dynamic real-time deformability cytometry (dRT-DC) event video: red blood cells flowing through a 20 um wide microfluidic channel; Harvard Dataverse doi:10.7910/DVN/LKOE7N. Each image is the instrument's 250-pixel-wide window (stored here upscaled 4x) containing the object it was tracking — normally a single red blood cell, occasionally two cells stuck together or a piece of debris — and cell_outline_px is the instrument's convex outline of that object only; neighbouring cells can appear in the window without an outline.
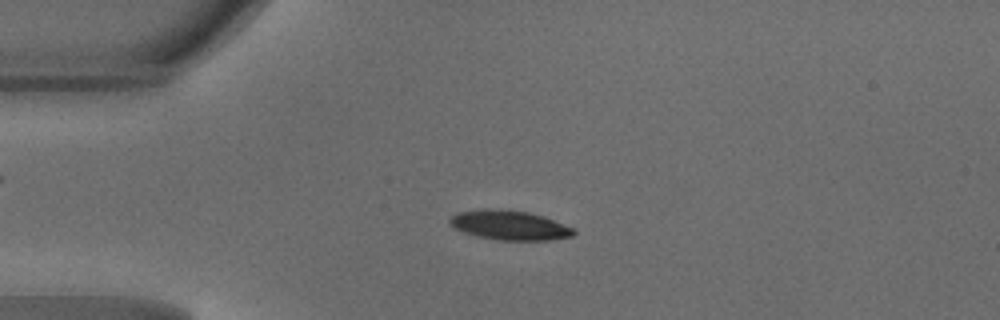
{"species": "common noctule bat (a hibernating species)", "species_latin": "Nyctalus noctula", "temperature_condition": "warm", "stored_images_in_passage": 47, "camera_frame_rate_fps": 3000, "um_per_image_px": 0.085, "animal": {"sex": "male", "body_mass_g": 18.8}, "frame": {"image": 1, "passage_image": 11, "time_ms": 3.333, "image_size_px": [1000, 320], "cell_outline_px": [[576, 232], [572, 236], [548, 240], [496, 240], [464, 232], [448, 224], [448, 220], [456, 212], [484, 208], [488, 208], [528, 212], [544, 216], [572, 228]], "centroid_in_image_um": [43.27, 19.13], "position_along_channel_um": 41.7, "area_um2": 21.15}}
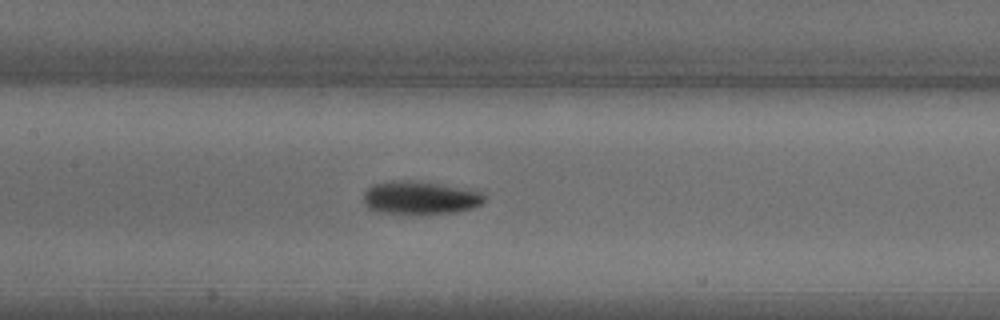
{"frame": {"image": 2, "passage_image": 22, "time_ms": 7.0, "image_size_px": [1000, 320], "cell_outline_px": [[484, 200], [480, 204], [472, 208], [456, 212], [372, 212], [364, 204], [364, 192], [372, 184], [392, 180], [412, 180], [436, 184], [480, 192], [484, 196]], "centroid_in_image_um": [35.62, 16.79], "position_along_channel_um": 171.8, "area_um2": 22.6}}
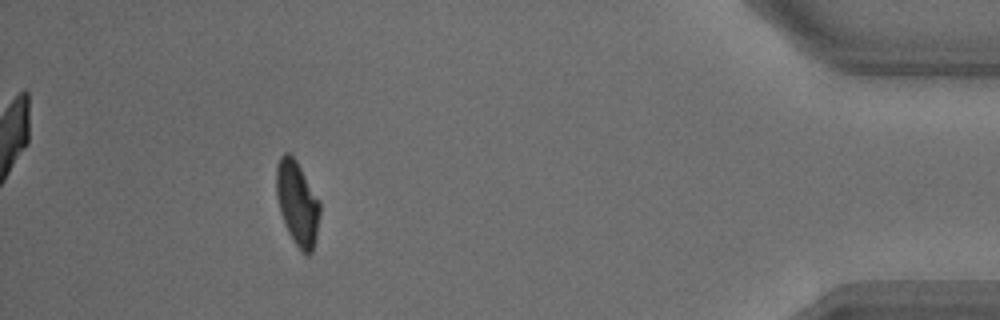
{"frame": {"image": 3, "passage_image": 43, "time_ms": 14.0, "image_size_px": [1000, 320], "cell_outline_px": [[320, 212], [316, 236], [312, 252], [308, 256], [300, 252], [288, 232], [284, 224], [280, 212], [276, 196], [276, 164], [280, 156], [284, 152], [288, 152], [296, 160], [320, 200]], "centroid_in_image_um": [25.26, 17.27], "position_along_channel_um": 409.9, "area_um2": 21.62}, "authors_computed_cell_mechanics": {"area_um2": 21.964, "velocity_mm_per_s": 4.195, "shape_relaxation_time_tau1_ms": 3.2648, "shape_relaxation_time_tau2_ms": 3.9688, "deformation_change_tau1": 0.1677, "deformation_change_tau2": 0.0672}}